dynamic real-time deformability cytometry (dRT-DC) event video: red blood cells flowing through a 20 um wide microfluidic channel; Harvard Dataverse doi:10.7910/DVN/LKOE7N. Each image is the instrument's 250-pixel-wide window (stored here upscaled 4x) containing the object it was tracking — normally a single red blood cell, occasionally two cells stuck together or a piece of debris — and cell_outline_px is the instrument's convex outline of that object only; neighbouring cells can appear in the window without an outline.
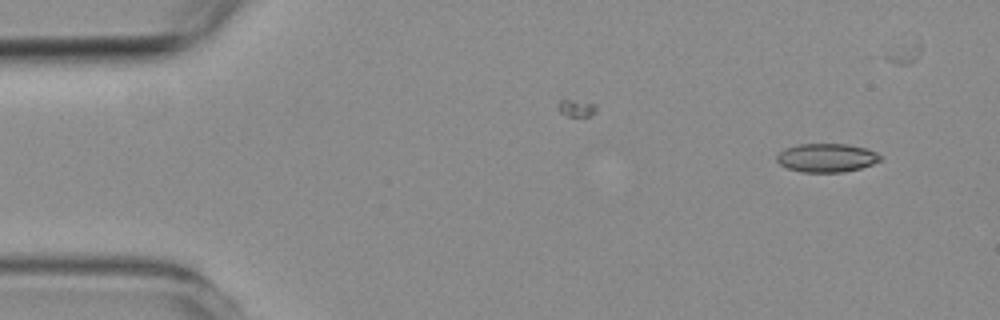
{"species": "common noctule bat (a hibernating species)", "species_latin": "Nyctalus noctula", "temperature_condition": "room temperature", "stored_images_in_passage": 5, "camera_frame_rate_fps": 3000, "um_per_image_px": 0.085, "animal": {"sex": "female", "body_mass_g": 19.3, "forearm_length_mm": 54.1}, "frame": {"image": 1, "passage_image": 1, "time_ms": 0.0, "image_size_px": [1000, 320], "cell_outline_px": [[884, 156], [880, 160], [872, 164], [860, 168], [844, 172], [800, 172], [788, 168], [780, 164], [776, 160], [776, 156], [784, 148], [800, 144], [848, 144], [868, 148]], "centroid_in_image_um": [70.28, 13.4], "position_along_channel_um": 14.7, "area_um2": 17.4}}